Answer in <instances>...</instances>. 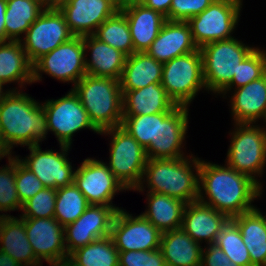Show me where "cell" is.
Here are the masks:
<instances>
[{
	"instance_id": "cell-4",
	"label": "cell",
	"mask_w": 266,
	"mask_h": 266,
	"mask_svg": "<svg viewBox=\"0 0 266 266\" xmlns=\"http://www.w3.org/2000/svg\"><path fill=\"white\" fill-rule=\"evenodd\" d=\"M72 89L99 132L121 126L123 94L119 80L86 74Z\"/></svg>"
},
{
	"instance_id": "cell-33",
	"label": "cell",
	"mask_w": 266,
	"mask_h": 266,
	"mask_svg": "<svg viewBox=\"0 0 266 266\" xmlns=\"http://www.w3.org/2000/svg\"><path fill=\"white\" fill-rule=\"evenodd\" d=\"M93 35L121 51L127 57L134 53L129 24L122 11H117L113 16L106 19Z\"/></svg>"
},
{
	"instance_id": "cell-35",
	"label": "cell",
	"mask_w": 266,
	"mask_h": 266,
	"mask_svg": "<svg viewBox=\"0 0 266 266\" xmlns=\"http://www.w3.org/2000/svg\"><path fill=\"white\" fill-rule=\"evenodd\" d=\"M90 206L74 182L56 189L54 218L63 226L73 223Z\"/></svg>"
},
{
	"instance_id": "cell-30",
	"label": "cell",
	"mask_w": 266,
	"mask_h": 266,
	"mask_svg": "<svg viewBox=\"0 0 266 266\" xmlns=\"http://www.w3.org/2000/svg\"><path fill=\"white\" fill-rule=\"evenodd\" d=\"M147 207L141 214L161 233L181 228L185 202L162 193L147 192Z\"/></svg>"
},
{
	"instance_id": "cell-5",
	"label": "cell",
	"mask_w": 266,
	"mask_h": 266,
	"mask_svg": "<svg viewBox=\"0 0 266 266\" xmlns=\"http://www.w3.org/2000/svg\"><path fill=\"white\" fill-rule=\"evenodd\" d=\"M261 124L233 123L225 164L243 173L261 187L266 169V128ZM259 177V178H258Z\"/></svg>"
},
{
	"instance_id": "cell-8",
	"label": "cell",
	"mask_w": 266,
	"mask_h": 266,
	"mask_svg": "<svg viewBox=\"0 0 266 266\" xmlns=\"http://www.w3.org/2000/svg\"><path fill=\"white\" fill-rule=\"evenodd\" d=\"M161 84L178 106L190 107L200 91L207 92L200 49L163 63Z\"/></svg>"
},
{
	"instance_id": "cell-42",
	"label": "cell",
	"mask_w": 266,
	"mask_h": 266,
	"mask_svg": "<svg viewBox=\"0 0 266 266\" xmlns=\"http://www.w3.org/2000/svg\"><path fill=\"white\" fill-rule=\"evenodd\" d=\"M119 266H166L160 249L119 251Z\"/></svg>"
},
{
	"instance_id": "cell-14",
	"label": "cell",
	"mask_w": 266,
	"mask_h": 266,
	"mask_svg": "<svg viewBox=\"0 0 266 266\" xmlns=\"http://www.w3.org/2000/svg\"><path fill=\"white\" fill-rule=\"evenodd\" d=\"M59 150H42L40 144L27 146L29 155L25 158L15 156L29 170H31L45 187L54 189L68 186L74 182L76 169L70 162L68 153L70 146L59 145ZM59 151V152H58Z\"/></svg>"
},
{
	"instance_id": "cell-15",
	"label": "cell",
	"mask_w": 266,
	"mask_h": 266,
	"mask_svg": "<svg viewBox=\"0 0 266 266\" xmlns=\"http://www.w3.org/2000/svg\"><path fill=\"white\" fill-rule=\"evenodd\" d=\"M161 235L141 213L133 216L122 207L114 216L110 236L118 251H146L160 248Z\"/></svg>"
},
{
	"instance_id": "cell-46",
	"label": "cell",
	"mask_w": 266,
	"mask_h": 266,
	"mask_svg": "<svg viewBox=\"0 0 266 266\" xmlns=\"http://www.w3.org/2000/svg\"><path fill=\"white\" fill-rule=\"evenodd\" d=\"M6 8H7L6 0H0V42H6V29H5Z\"/></svg>"
},
{
	"instance_id": "cell-10",
	"label": "cell",
	"mask_w": 266,
	"mask_h": 266,
	"mask_svg": "<svg viewBox=\"0 0 266 266\" xmlns=\"http://www.w3.org/2000/svg\"><path fill=\"white\" fill-rule=\"evenodd\" d=\"M82 36H74L33 64V83L42 81L46 74L57 81L72 83L71 89L86 74Z\"/></svg>"
},
{
	"instance_id": "cell-51",
	"label": "cell",
	"mask_w": 266,
	"mask_h": 266,
	"mask_svg": "<svg viewBox=\"0 0 266 266\" xmlns=\"http://www.w3.org/2000/svg\"><path fill=\"white\" fill-rule=\"evenodd\" d=\"M262 77L266 82V50L262 49Z\"/></svg>"
},
{
	"instance_id": "cell-13",
	"label": "cell",
	"mask_w": 266,
	"mask_h": 266,
	"mask_svg": "<svg viewBox=\"0 0 266 266\" xmlns=\"http://www.w3.org/2000/svg\"><path fill=\"white\" fill-rule=\"evenodd\" d=\"M74 184L90 205L112 206L116 211L121 207L113 205L115 195L128 191L112 174L106 162L94 157H87L77 167Z\"/></svg>"
},
{
	"instance_id": "cell-32",
	"label": "cell",
	"mask_w": 266,
	"mask_h": 266,
	"mask_svg": "<svg viewBox=\"0 0 266 266\" xmlns=\"http://www.w3.org/2000/svg\"><path fill=\"white\" fill-rule=\"evenodd\" d=\"M6 42L20 41L31 24L45 10L42 0H6Z\"/></svg>"
},
{
	"instance_id": "cell-49",
	"label": "cell",
	"mask_w": 266,
	"mask_h": 266,
	"mask_svg": "<svg viewBox=\"0 0 266 266\" xmlns=\"http://www.w3.org/2000/svg\"><path fill=\"white\" fill-rule=\"evenodd\" d=\"M51 266H81L77 261H75L70 255L61 258L58 262L52 264Z\"/></svg>"
},
{
	"instance_id": "cell-16",
	"label": "cell",
	"mask_w": 266,
	"mask_h": 266,
	"mask_svg": "<svg viewBox=\"0 0 266 266\" xmlns=\"http://www.w3.org/2000/svg\"><path fill=\"white\" fill-rule=\"evenodd\" d=\"M189 107L177 106L158 113L157 145L146 149L148 159H175L189 156L183 151L189 127Z\"/></svg>"
},
{
	"instance_id": "cell-41",
	"label": "cell",
	"mask_w": 266,
	"mask_h": 266,
	"mask_svg": "<svg viewBox=\"0 0 266 266\" xmlns=\"http://www.w3.org/2000/svg\"><path fill=\"white\" fill-rule=\"evenodd\" d=\"M16 188L20 202L23 204L45 186L38 177L25 167L16 157Z\"/></svg>"
},
{
	"instance_id": "cell-34",
	"label": "cell",
	"mask_w": 266,
	"mask_h": 266,
	"mask_svg": "<svg viewBox=\"0 0 266 266\" xmlns=\"http://www.w3.org/2000/svg\"><path fill=\"white\" fill-rule=\"evenodd\" d=\"M70 256L81 266H119V251L111 236L80 247Z\"/></svg>"
},
{
	"instance_id": "cell-7",
	"label": "cell",
	"mask_w": 266,
	"mask_h": 266,
	"mask_svg": "<svg viewBox=\"0 0 266 266\" xmlns=\"http://www.w3.org/2000/svg\"><path fill=\"white\" fill-rule=\"evenodd\" d=\"M100 135L111 138L106 162L109 170L128 191H134L141 183L148 161L146 149L121 126L101 131Z\"/></svg>"
},
{
	"instance_id": "cell-37",
	"label": "cell",
	"mask_w": 266,
	"mask_h": 266,
	"mask_svg": "<svg viewBox=\"0 0 266 266\" xmlns=\"http://www.w3.org/2000/svg\"><path fill=\"white\" fill-rule=\"evenodd\" d=\"M121 127L147 149L157 145L158 113L147 115H123Z\"/></svg>"
},
{
	"instance_id": "cell-44",
	"label": "cell",
	"mask_w": 266,
	"mask_h": 266,
	"mask_svg": "<svg viewBox=\"0 0 266 266\" xmlns=\"http://www.w3.org/2000/svg\"><path fill=\"white\" fill-rule=\"evenodd\" d=\"M201 266H239L232 262L221 248L215 244L204 245Z\"/></svg>"
},
{
	"instance_id": "cell-22",
	"label": "cell",
	"mask_w": 266,
	"mask_h": 266,
	"mask_svg": "<svg viewBox=\"0 0 266 266\" xmlns=\"http://www.w3.org/2000/svg\"><path fill=\"white\" fill-rule=\"evenodd\" d=\"M197 49L187 22L167 20L146 53L165 63Z\"/></svg>"
},
{
	"instance_id": "cell-18",
	"label": "cell",
	"mask_w": 266,
	"mask_h": 266,
	"mask_svg": "<svg viewBox=\"0 0 266 266\" xmlns=\"http://www.w3.org/2000/svg\"><path fill=\"white\" fill-rule=\"evenodd\" d=\"M26 235L35 257L50 266L67 256L64 227L53 218H23Z\"/></svg>"
},
{
	"instance_id": "cell-40",
	"label": "cell",
	"mask_w": 266,
	"mask_h": 266,
	"mask_svg": "<svg viewBox=\"0 0 266 266\" xmlns=\"http://www.w3.org/2000/svg\"><path fill=\"white\" fill-rule=\"evenodd\" d=\"M56 189L44 187L34 197L23 203L22 218H53L55 214Z\"/></svg>"
},
{
	"instance_id": "cell-11",
	"label": "cell",
	"mask_w": 266,
	"mask_h": 266,
	"mask_svg": "<svg viewBox=\"0 0 266 266\" xmlns=\"http://www.w3.org/2000/svg\"><path fill=\"white\" fill-rule=\"evenodd\" d=\"M41 103L47 116L48 134L52 132L59 145L71 147L74 134L82 129L100 134L73 89L58 99H48Z\"/></svg>"
},
{
	"instance_id": "cell-38",
	"label": "cell",
	"mask_w": 266,
	"mask_h": 266,
	"mask_svg": "<svg viewBox=\"0 0 266 266\" xmlns=\"http://www.w3.org/2000/svg\"><path fill=\"white\" fill-rule=\"evenodd\" d=\"M16 156L8 158V163L0 167V213L10 216L7 212L21 211L22 203L16 188ZM5 212V213H3Z\"/></svg>"
},
{
	"instance_id": "cell-1",
	"label": "cell",
	"mask_w": 266,
	"mask_h": 266,
	"mask_svg": "<svg viewBox=\"0 0 266 266\" xmlns=\"http://www.w3.org/2000/svg\"><path fill=\"white\" fill-rule=\"evenodd\" d=\"M263 188L226 164L200 158L198 200L230 219L256 208L253 202L261 198Z\"/></svg>"
},
{
	"instance_id": "cell-6",
	"label": "cell",
	"mask_w": 266,
	"mask_h": 266,
	"mask_svg": "<svg viewBox=\"0 0 266 266\" xmlns=\"http://www.w3.org/2000/svg\"><path fill=\"white\" fill-rule=\"evenodd\" d=\"M255 48L235 36L199 48L207 93L218 96L231 83L233 76L237 75L240 62Z\"/></svg>"
},
{
	"instance_id": "cell-52",
	"label": "cell",
	"mask_w": 266,
	"mask_h": 266,
	"mask_svg": "<svg viewBox=\"0 0 266 266\" xmlns=\"http://www.w3.org/2000/svg\"><path fill=\"white\" fill-rule=\"evenodd\" d=\"M6 84H4L1 80H0V100L3 99L10 91L11 89L7 88L6 90L4 89Z\"/></svg>"
},
{
	"instance_id": "cell-53",
	"label": "cell",
	"mask_w": 266,
	"mask_h": 266,
	"mask_svg": "<svg viewBox=\"0 0 266 266\" xmlns=\"http://www.w3.org/2000/svg\"><path fill=\"white\" fill-rule=\"evenodd\" d=\"M116 6H117V8H118V2H119V0H111Z\"/></svg>"
},
{
	"instance_id": "cell-24",
	"label": "cell",
	"mask_w": 266,
	"mask_h": 266,
	"mask_svg": "<svg viewBox=\"0 0 266 266\" xmlns=\"http://www.w3.org/2000/svg\"><path fill=\"white\" fill-rule=\"evenodd\" d=\"M122 94L123 115L171 112L178 106L161 83H152L136 90H122Z\"/></svg>"
},
{
	"instance_id": "cell-26",
	"label": "cell",
	"mask_w": 266,
	"mask_h": 266,
	"mask_svg": "<svg viewBox=\"0 0 266 266\" xmlns=\"http://www.w3.org/2000/svg\"><path fill=\"white\" fill-rule=\"evenodd\" d=\"M0 80L6 85L17 83L11 90H24L26 84L33 83V65L21 41L0 42Z\"/></svg>"
},
{
	"instance_id": "cell-9",
	"label": "cell",
	"mask_w": 266,
	"mask_h": 266,
	"mask_svg": "<svg viewBox=\"0 0 266 266\" xmlns=\"http://www.w3.org/2000/svg\"><path fill=\"white\" fill-rule=\"evenodd\" d=\"M243 0H214L203 12L191 17L192 38L198 48L233 38L240 21Z\"/></svg>"
},
{
	"instance_id": "cell-12",
	"label": "cell",
	"mask_w": 266,
	"mask_h": 266,
	"mask_svg": "<svg viewBox=\"0 0 266 266\" xmlns=\"http://www.w3.org/2000/svg\"><path fill=\"white\" fill-rule=\"evenodd\" d=\"M72 37L74 35L68 28L64 14L59 9H45L20 41L28 60L33 65L42 56Z\"/></svg>"
},
{
	"instance_id": "cell-36",
	"label": "cell",
	"mask_w": 266,
	"mask_h": 266,
	"mask_svg": "<svg viewBox=\"0 0 266 266\" xmlns=\"http://www.w3.org/2000/svg\"><path fill=\"white\" fill-rule=\"evenodd\" d=\"M226 256L239 266H251V259L238 226L230 219L215 242Z\"/></svg>"
},
{
	"instance_id": "cell-50",
	"label": "cell",
	"mask_w": 266,
	"mask_h": 266,
	"mask_svg": "<svg viewBox=\"0 0 266 266\" xmlns=\"http://www.w3.org/2000/svg\"><path fill=\"white\" fill-rule=\"evenodd\" d=\"M12 154L8 151V149L4 146L0 138V160L5 158H9Z\"/></svg>"
},
{
	"instance_id": "cell-27",
	"label": "cell",
	"mask_w": 266,
	"mask_h": 266,
	"mask_svg": "<svg viewBox=\"0 0 266 266\" xmlns=\"http://www.w3.org/2000/svg\"><path fill=\"white\" fill-rule=\"evenodd\" d=\"M129 24L134 52H146L167 21L160 12L144 5L122 10Z\"/></svg>"
},
{
	"instance_id": "cell-3",
	"label": "cell",
	"mask_w": 266,
	"mask_h": 266,
	"mask_svg": "<svg viewBox=\"0 0 266 266\" xmlns=\"http://www.w3.org/2000/svg\"><path fill=\"white\" fill-rule=\"evenodd\" d=\"M200 158L148 159L140 185L134 190L162 193L185 203L198 200ZM145 184V185H144Z\"/></svg>"
},
{
	"instance_id": "cell-25",
	"label": "cell",
	"mask_w": 266,
	"mask_h": 266,
	"mask_svg": "<svg viewBox=\"0 0 266 266\" xmlns=\"http://www.w3.org/2000/svg\"><path fill=\"white\" fill-rule=\"evenodd\" d=\"M0 251L10 255L23 266H42L26 235L24 219L2 216L0 220Z\"/></svg>"
},
{
	"instance_id": "cell-20",
	"label": "cell",
	"mask_w": 266,
	"mask_h": 266,
	"mask_svg": "<svg viewBox=\"0 0 266 266\" xmlns=\"http://www.w3.org/2000/svg\"><path fill=\"white\" fill-rule=\"evenodd\" d=\"M229 220L224 213L197 200L186 204L181 229L200 245H211Z\"/></svg>"
},
{
	"instance_id": "cell-23",
	"label": "cell",
	"mask_w": 266,
	"mask_h": 266,
	"mask_svg": "<svg viewBox=\"0 0 266 266\" xmlns=\"http://www.w3.org/2000/svg\"><path fill=\"white\" fill-rule=\"evenodd\" d=\"M83 43L87 74L120 80L127 56L94 35L83 36Z\"/></svg>"
},
{
	"instance_id": "cell-47",
	"label": "cell",
	"mask_w": 266,
	"mask_h": 266,
	"mask_svg": "<svg viewBox=\"0 0 266 266\" xmlns=\"http://www.w3.org/2000/svg\"><path fill=\"white\" fill-rule=\"evenodd\" d=\"M145 1L146 0H119L118 11H122L134 6L144 5Z\"/></svg>"
},
{
	"instance_id": "cell-31",
	"label": "cell",
	"mask_w": 266,
	"mask_h": 266,
	"mask_svg": "<svg viewBox=\"0 0 266 266\" xmlns=\"http://www.w3.org/2000/svg\"><path fill=\"white\" fill-rule=\"evenodd\" d=\"M163 63L146 52H134L126 58L120 78L121 90H136L161 83Z\"/></svg>"
},
{
	"instance_id": "cell-2",
	"label": "cell",
	"mask_w": 266,
	"mask_h": 266,
	"mask_svg": "<svg viewBox=\"0 0 266 266\" xmlns=\"http://www.w3.org/2000/svg\"><path fill=\"white\" fill-rule=\"evenodd\" d=\"M47 135V116L40 101L23 90H11L0 100V138L11 154L18 145L42 144Z\"/></svg>"
},
{
	"instance_id": "cell-17",
	"label": "cell",
	"mask_w": 266,
	"mask_h": 266,
	"mask_svg": "<svg viewBox=\"0 0 266 266\" xmlns=\"http://www.w3.org/2000/svg\"><path fill=\"white\" fill-rule=\"evenodd\" d=\"M112 206L90 205L73 223L64 227V243L67 255L97 239L111 235L116 214Z\"/></svg>"
},
{
	"instance_id": "cell-28",
	"label": "cell",
	"mask_w": 266,
	"mask_h": 266,
	"mask_svg": "<svg viewBox=\"0 0 266 266\" xmlns=\"http://www.w3.org/2000/svg\"><path fill=\"white\" fill-rule=\"evenodd\" d=\"M254 208L231 218L248 249L251 266H266V215Z\"/></svg>"
},
{
	"instance_id": "cell-43",
	"label": "cell",
	"mask_w": 266,
	"mask_h": 266,
	"mask_svg": "<svg viewBox=\"0 0 266 266\" xmlns=\"http://www.w3.org/2000/svg\"><path fill=\"white\" fill-rule=\"evenodd\" d=\"M214 0H172L169 21L187 22L203 12Z\"/></svg>"
},
{
	"instance_id": "cell-29",
	"label": "cell",
	"mask_w": 266,
	"mask_h": 266,
	"mask_svg": "<svg viewBox=\"0 0 266 266\" xmlns=\"http://www.w3.org/2000/svg\"><path fill=\"white\" fill-rule=\"evenodd\" d=\"M159 249L166 266H201L203 246L181 228L163 232Z\"/></svg>"
},
{
	"instance_id": "cell-39",
	"label": "cell",
	"mask_w": 266,
	"mask_h": 266,
	"mask_svg": "<svg viewBox=\"0 0 266 266\" xmlns=\"http://www.w3.org/2000/svg\"><path fill=\"white\" fill-rule=\"evenodd\" d=\"M261 77L262 48L257 46L246 58L240 62L237 75L233 76L231 83L219 94V96L226 99L229 91L242 87Z\"/></svg>"
},
{
	"instance_id": "cell-45",
	"label": "cell",
	"mask_w": 266,
	"mask_h": 266,
	"mask_svg": "<svg viewBox=\"0 0 266 266\" xmlns=\"http://www.w3.org/2000/svg\"><path fill=\"white\" fill-rule=\"evenodd\" d=\"M172 0H146L144 6L156 10L169 20V10Z\"/></svg>"
},
{
	"instance_id": "cell-19",
	"label": "cell",
	"mask_w": 266,
	"mask_h": 266,
	"mask_svg": "<svg viewBox=\"0 0 266 266\" xmlns=\"http://www.w3.org/2000/svg\"><path fill=\"white\" fill-rule=\"evenodd\" d=\"M74 36L93 35L97 28L117 11L111 0H69L59 9Z\"/></svg>"
},
{
	"instance_id": "cell-48",
	"label": "cell",
	"mask_w": 266,
	"mask_h": 266,
	"mask_svg": "<svg viewBox=\"0 0 266 266\" xmlns=\"http://www.w3.org/2000/svg\"><path fill=\"white\" fill-rule=\"evenodd\" d=\"M68 2L69 0H43V5L45 9H60Z\"/></svg>"
},
{
	"instance_id": "cell-21",
	"label": "cell",
	"mask_w": 266,
	"mask_h": 266,
	"mask_svg": "<svg viewBox=\"0 0 266 266\" xmlns=\"http://www.w3.org/2000/svg\"><path fill=\"white\" fill-rule=\"evenodd\" d=\"M234 123L258 124L266 120V82L263 77L228 92Z\"/></svg>"
}]
</instances>
